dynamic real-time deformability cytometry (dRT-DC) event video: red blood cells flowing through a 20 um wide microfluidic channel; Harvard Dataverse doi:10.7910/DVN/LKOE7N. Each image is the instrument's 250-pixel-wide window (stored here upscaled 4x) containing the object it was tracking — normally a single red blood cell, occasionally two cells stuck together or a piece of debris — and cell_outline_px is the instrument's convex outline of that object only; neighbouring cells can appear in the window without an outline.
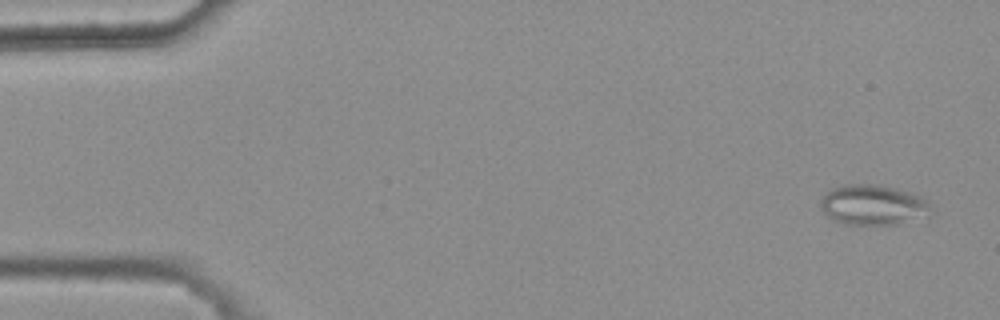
{"species": "common noctule bat (a hibernating species)", "species_latin": "Nyctalus noctula", "temperature_condition": "warm", "stored_images_in_passage": 4, "camera_frame_rate_fps": 3000, "um_per_image_px": 0.085, "animal": {"sex": "female", "body_mass_g": 25.1}, "frame": {"image": 1, "passage_image": 1, "time_ms": 0.0, "image_size_px": [1000, 320], "cell_outline_px": [[928, 216], [900, 224], [844, 224], [828, 216], [820, 208], [820, 200], [832, 188], [844, 184], [876, 184], [924, 196], [928, 204]], "centroid_in_image_um": [74.2, 17.42], "position_along_channel_um": 10.8, "area_um2": 25.66}}